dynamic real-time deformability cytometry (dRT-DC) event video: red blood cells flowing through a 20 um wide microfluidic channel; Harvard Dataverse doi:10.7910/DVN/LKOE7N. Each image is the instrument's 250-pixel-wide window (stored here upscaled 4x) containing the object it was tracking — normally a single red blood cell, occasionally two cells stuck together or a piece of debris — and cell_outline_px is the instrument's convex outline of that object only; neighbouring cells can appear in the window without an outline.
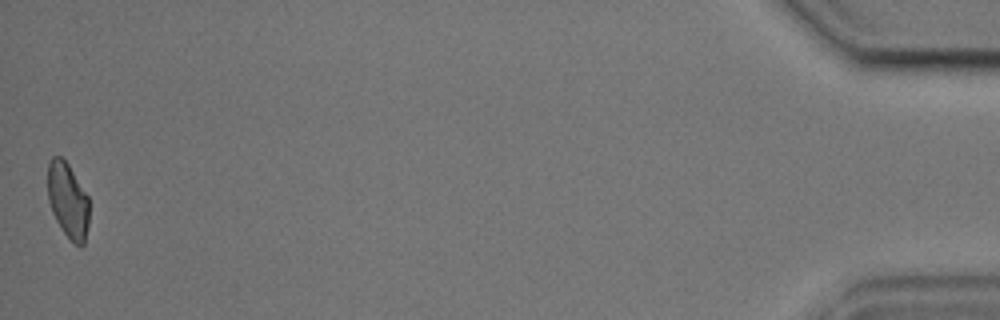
{"species": "common noctule bat (a hibernating species)", "species_latin": "Nyctalus noctula", "temperature_condition": "cold", "stored_images_in_passage": 41, "camera_frame_rate_fps": 3000, "um_per_image_px": 0.085, "animal": {"sex": "male", "body_mass_g": 17.9, "forearm_length_mm": 54.2}, "frame": {"image": 1, "passage_image": 41, "time_ms": 13.333, "image_size_px": [1000, 320], "cell_outline_px": [[88, 224], [84, 244], [80, 248], [64, 232], [56, 220], [52, 212], [48, 200], [48, 164], [52, 156], [60, 156], [68, 164], [88, 196]], "centroid_in_image_um": [5.76, 17.02], "position_along_channel_um": 429.4, "area_um2": 17.98}, "authors_computed_cell_mechanics": {"area_um2": 20.2878, "velocity_mm_per_s": 3.6475, "shape_relaxation_time_tau1_ms": 2.3307, "shape_relaxation_time_tau2_ms": 1.3655, "deformation_change_tau1": 0.1085, "deformation_change_tau2": 0.0796}}